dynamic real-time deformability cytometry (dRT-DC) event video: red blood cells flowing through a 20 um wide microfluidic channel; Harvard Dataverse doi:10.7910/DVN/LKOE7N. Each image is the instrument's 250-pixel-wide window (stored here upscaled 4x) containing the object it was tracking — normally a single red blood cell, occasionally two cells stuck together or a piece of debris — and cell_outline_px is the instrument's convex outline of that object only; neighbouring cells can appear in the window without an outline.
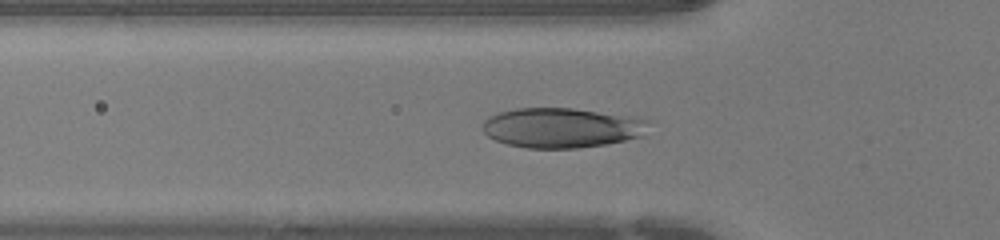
{"species": "human", "species_latin": "Homo sapiens", "temperature_condition": "warm", "stored_images_in_passage": 29, "camera_frame_rate_fps": 3000, "um_per_image_px": 0.085, "donor": {"sex": "female"}, "frame": {"image": 1, "passage_image": 4, "time_ms": 1.0, "image_size_px": [1000, 240], "cell_outline_px": [[652, 120], [640, 136], [624, 140], [604, 144], [576, 148], [528, 148], [508, 144], [496, 140], [488, 136], [484, 132], [484, 120], [488, 116], [496, 112], [516, 108], [572, 108], [636, 116]], "centroid_in_image_um": [47.75, 10.84], "position_along_channel_um": 78.1, "area_um2": 38.67}}
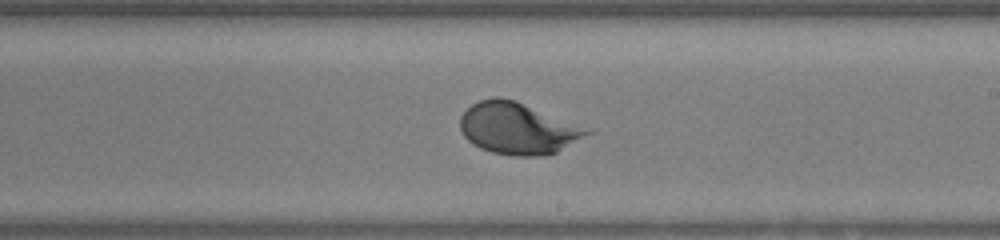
{"frame": {"image": 2, "passage_image": 15, "time_ms": 4.667, "image_size_px": [1000, 240], "cell_outline_px": [[596, 128], [592, 132], [556, 152], [540, 156], [512, 156], [492, 152], [480, 148], [472, 144], [464, 136], [460, 128], [460, 116], [472, 104], [480, 100], [492, 96], [500, 96]], "centroid_in_image_um": [44.06, 10.9], "position_along_channel_um": 244.9, "area_um2": 38.49}}
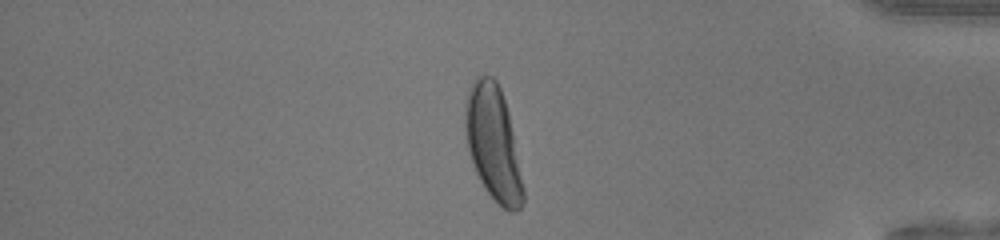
{"frame": {"image": 3, "passage_image": 27, "time_ms": 8.667, "image_size_px": [1000, 240], "cell_outline_px": [[524, 204], [516, 212], [508, 212], [492, 200], [484, 188], [476, 172], [468, 148], [464, 128], [464, 100], [468, 88], [476, 76], [492, 76], [496, 80], [500, 88], [508, 112], [524, 188]], "centroid_in_image_um": [41.9, 12.19], "position_along_channel_um": 393.3, "area_um2": 38.9}}